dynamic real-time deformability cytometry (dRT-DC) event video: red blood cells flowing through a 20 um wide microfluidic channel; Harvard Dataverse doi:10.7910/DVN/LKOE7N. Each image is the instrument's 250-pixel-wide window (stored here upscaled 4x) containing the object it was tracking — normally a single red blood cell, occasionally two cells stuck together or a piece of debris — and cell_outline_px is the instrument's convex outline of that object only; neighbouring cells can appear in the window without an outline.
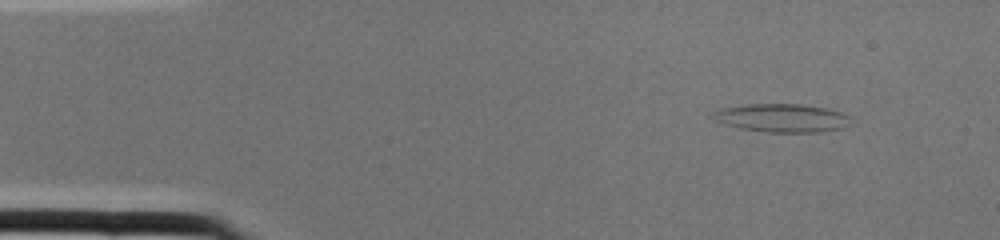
{"species": "common noctule bat (a hibernating species)", "species_latin": "Nyctalus noctula", "temperature_condition": "cold", "stored_images_in_passage": 1, "camera_frame_rate_fps": 3000, "um_per_image_px": 0.085, "animal": {"sex": "female", "body_mass_g": 22.0, "forearm_length_mm": 56.7}, "frame": {"image": 1, "passage_image": 1, "time_ms": 0.0, "image_size_px": [1000, 240], "cell_outline_px": [[848, 124], [840, 128], [816, 132], [768, 132], [740, 128], [724, 124], [708, 116], [712, 112], [720, 108], [744, 104], [800, 104], [828, 108], [840, 112], [848, 116]], "centroid_in_image_um": [66.37, 10.01], "position_along_channel_um": 18.6, "area_um2": 22.66}}